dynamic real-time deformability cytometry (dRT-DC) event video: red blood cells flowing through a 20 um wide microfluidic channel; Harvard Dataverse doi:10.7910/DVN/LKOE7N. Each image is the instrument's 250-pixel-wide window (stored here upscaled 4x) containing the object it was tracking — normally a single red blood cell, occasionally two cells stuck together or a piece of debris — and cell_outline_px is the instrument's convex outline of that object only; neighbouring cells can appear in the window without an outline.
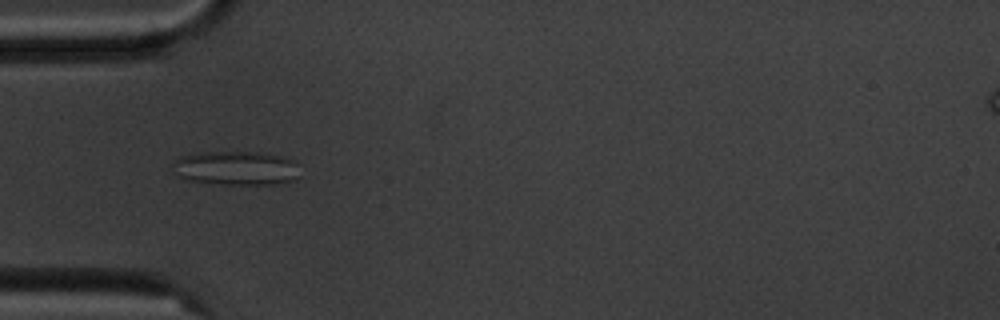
{"species": "common noctule bat (a hibernating species)", "species_latin": "Nyctalus noctula", "temperature_condition": "cold", "stored_images_in_passage": 10, "camera_frame_rate_fps": 3000, "um_per_image_px": 0.085, "animal": {"sex": "male", "body_mass_g": 20.1, "forearm_length_mm": 53.5}, "frame": {"image": 1, "passage_image": 5, "time_ms": 5.333, "image_size_px": [1000, 320], "cell_outline_px": [[300, 176], [296, 180], [276, 184], [220, 184], [184, 180], [172, 172], [172, 164], [180, 156], [204, 152], [248, 152], [276, 156], [292, 160], [296, 164]], "centroid_in_image_um": [20.01, 14.31], "position_along_channel_um": 65.0, "area_um2": 25.2}}
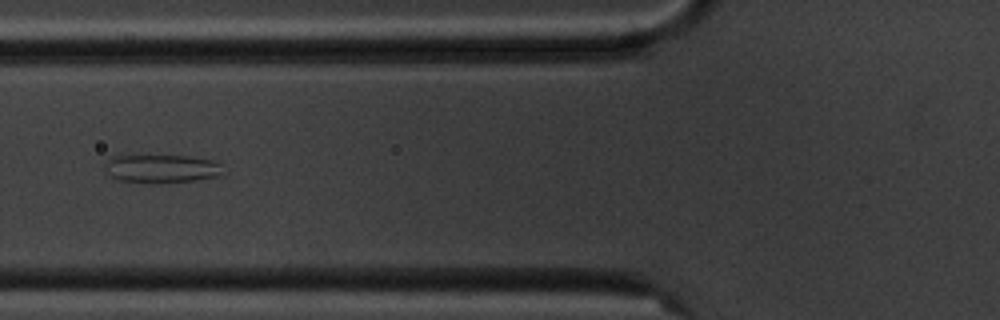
{"frame": {"image": 2, "passage_image": 6, "time_ms": 6.667, "image_size_px": [1000, 320], "cell_outline_px": [[228, 172], [220, 176], [192, 180], [152, 184], [112, 180], [104, 164], [112, 156], [188, 156], [216, 160]], "centroid_in_image_um": [13.77, 14.35], "position_along_channel_um": 112.0, "area_um2": 19.94}}